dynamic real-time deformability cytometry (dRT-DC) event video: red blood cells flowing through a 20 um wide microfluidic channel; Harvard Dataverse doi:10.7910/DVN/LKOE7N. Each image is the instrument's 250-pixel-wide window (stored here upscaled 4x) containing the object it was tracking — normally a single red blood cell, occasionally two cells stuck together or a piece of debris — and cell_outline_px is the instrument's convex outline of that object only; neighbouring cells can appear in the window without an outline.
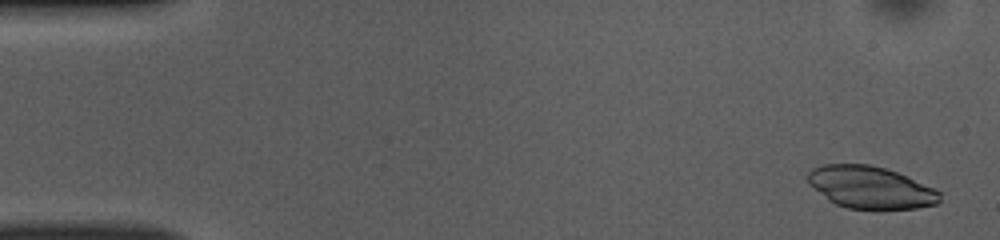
{"species": "common noctule bat (a hibernating species)", "species_latin": "Nyctalus noctula", "temperature_condition": "room temperature", "stored_images_in_passage": 34, "camera_frame_rate_fps": 3000, "um_per_image_px": 0.085, "animal": {"sex": "female", "body_mass_g": 10.0, "forearm_length_mm": 53.1}, "frame": {"image": 1, "passage_image": 2, "time_ms": 0.333, "image_size_px": [1000, 240], "cell_outline_px": [[940, 204], [916, 208], [880, 212], [848, 208], [836, 204], [828, 200], [808, 184], [808, 172], [812, 168], [824, 164], [872, 164], [896, 172], [932, 188], [940, 192]], "centroid_in_image_um": [73.98, 15.97], "position_along_channel_um": 11.0, "area_um2": 33.06}}